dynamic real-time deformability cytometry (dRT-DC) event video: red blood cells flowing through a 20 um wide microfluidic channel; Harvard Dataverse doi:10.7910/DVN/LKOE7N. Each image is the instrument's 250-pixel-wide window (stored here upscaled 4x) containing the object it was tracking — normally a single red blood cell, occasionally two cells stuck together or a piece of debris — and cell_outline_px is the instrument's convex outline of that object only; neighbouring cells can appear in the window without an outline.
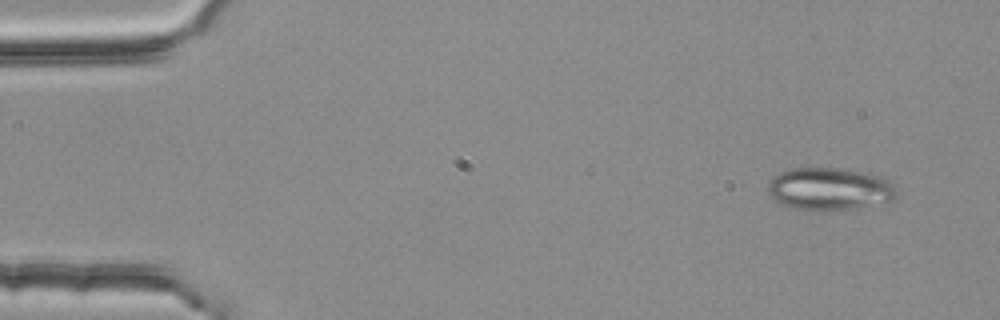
{"species": "common noctule bat (a hibernating species)", "species_latin": "Nyctalus noctula", "temperature_condition": "room temperature", "stored_images_in_passage": 4, "camera_frame_rate_fps": 3000, "um_per_image_px": 0.085, "animal": {"sex": "female", "body_mass_g": 25.1}, "frame": {"image": 1, "passage_image": 1, "time_ms": 0.0, "image_size_px": [1000, 320], "cell_outline_px": [[896, 200], [884, 204], [852, 208], [808, 212], [780, 204], [768, 192], [768, 180], [772, 176], [788, 168], [836, 168], [864, 172], [880, 176], [888, 180], [896, 188]], "centroid_in_image_um": [70.51, 16.07], "position_along_channel_um": 14.5, "area_um2": 32.43}}